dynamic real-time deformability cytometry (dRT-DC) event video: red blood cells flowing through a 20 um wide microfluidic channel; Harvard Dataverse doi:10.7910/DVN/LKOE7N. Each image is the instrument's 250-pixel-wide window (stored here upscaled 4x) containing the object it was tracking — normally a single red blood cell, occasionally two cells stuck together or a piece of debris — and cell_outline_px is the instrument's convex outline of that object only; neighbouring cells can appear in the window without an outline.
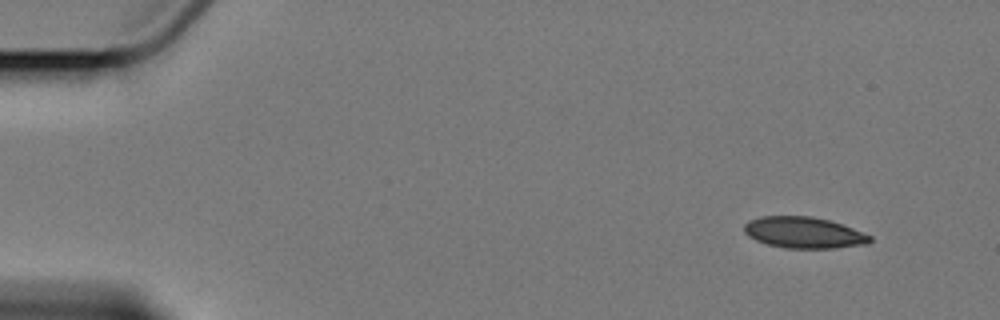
{"species": "Egyptian fruit bat (a non-hibernating species)", "species_latin": "Rousettus aegyptiacus", "temperature_condition": "cold", "stored_images_in_passage": 9, "camera_frame_rate_fps": 3000, "um_per_image_px": 0.085, "animal": {"sex": "female"}, "frame": {"image": 1, "passage_image": 1, "time_ms": 0.0, "image_size_px": [1000, 320], "cell_outline_px": [[872, 240], [868, 244], [836, 248], [784, 248], [768, 244], [756, 240], [748, 236], [744, 232], [744, 224], [748, 220], [760, 216], [812, 216], [828, 220], [852, 228], [872, 236]], "centroid_in_image_um": [68.31, 19.77], "position_along_channel_um": 16.7, "area_um2": 22.95}}
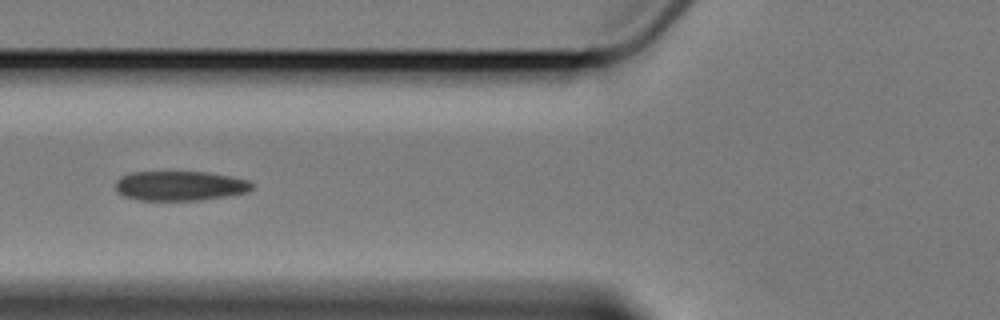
{"frame": {"image": 2, "passage_image": 6, "time_ms": 6.0, "image_size_px": [1000, 320], "cell_outline_px": [[252, 188], [248, 192], [200, 200], [140, 200], [124, 196], [116, 192], [116, 180], [120, 176], [132, 172], [208, 172], [248, 180], [252, 184]], "centroid_in_image_um": [15.25, 15.79], "position_along_channel_um": 110.5, "area_um2": 23.47}}
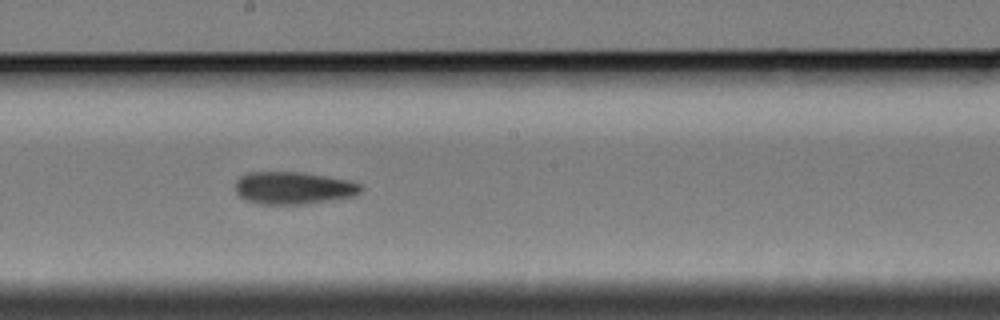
{"frame": {"image": 3, "passage_image": 9, "time_ms": 9.333, "image_size_px": [1000, 320], "cell_outline_px": [[364, 188], [356, 196], [304, 204], [260, 204], [244, 200], [236, 192], [236, 180], [240, 176], [248, 172], [304, 172], [348, 180], [360, 184]], "centroid_in_image_um": [24.94, 15.97], "position_along_channel_um": 223.3, "area_um2": 23.87}}